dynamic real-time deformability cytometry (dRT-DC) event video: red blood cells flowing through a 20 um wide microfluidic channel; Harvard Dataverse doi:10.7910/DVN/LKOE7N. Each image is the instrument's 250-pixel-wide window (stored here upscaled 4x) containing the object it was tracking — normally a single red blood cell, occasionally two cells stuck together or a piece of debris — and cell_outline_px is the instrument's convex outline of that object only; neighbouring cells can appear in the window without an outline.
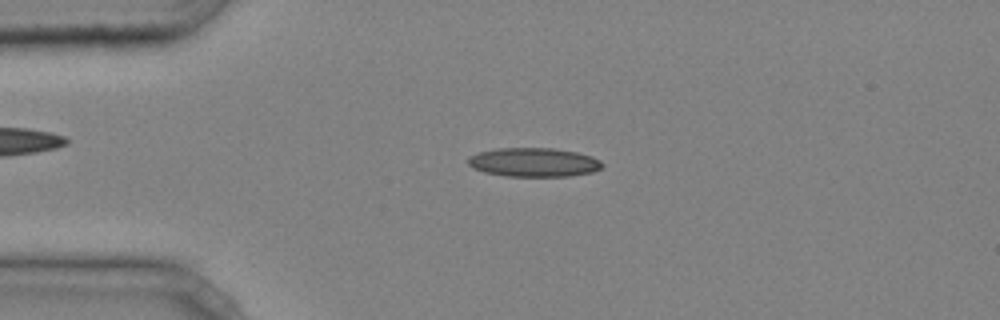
{"species": "common noctule bat (a hibernating species)", "species_latin": "Nyctalus noctula", "temperature_condition": "cold", "stored_images_in_passage": 44, "camera_frame_rate_fps": 3000, "um_per_image_px": 0.085, "animal": {"sex": "male", "body_mass_g": 20.4}, "frame": {"image": 1, "passage_image": 10, "time_ms": 3.0, "image_size_px": [1000, 320], "cell_outline_px": [[604, 164], [600, 168], [592, 172], [572, 176], [504, 176], [484, 172], [472, 168], [468, 164], [468, 156], [480, 152], [496, 148], [552, 148], [576, 152], [592, 156], [600, 160]], "centroid_in_image_um": [45.36, 13.79], "position_along_channel_um": 39.6, "area_um2": 22.72}}
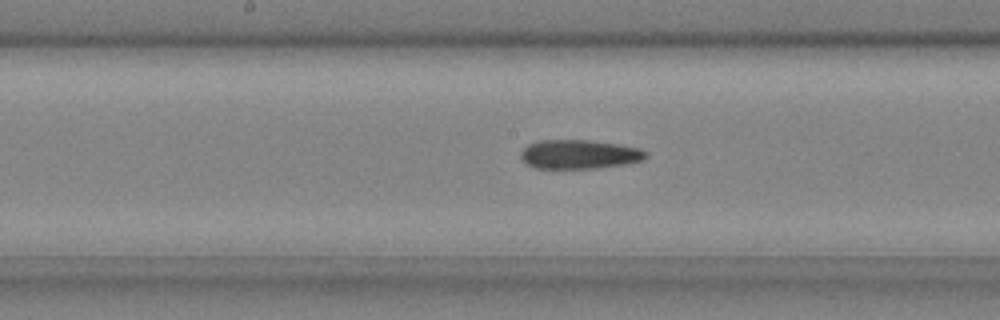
{"frame": {"image": 2, "passage_image": 23, "time_ms": 7.333, "image_size_px": [1000, 320], "cell_outline_px": [[648, 156], [644, 160], [628, 164], [600, 168], [536, 168], [528, 164], [520, 156], [520, 152], [528, 144], [540, 140], [588, 140], [616, 144], [640, 148], [648, 152]], "centroid_in_image_um": [49.29, 13.12], "position_along_channel_um": 198.9, "area_um2": 21.27}}
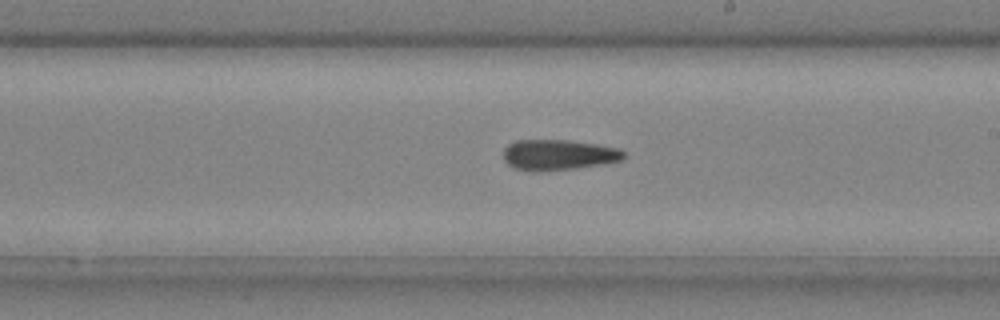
{"frame": {"image": 3, "passage_image": 26, "time_ms": 8.333, "image_size_px": [1000, 320], "cell_outline_px": [[628, 156], [624, 160], [604, 164], [576, 168], [512, 168], [504, 160], [504, 148], [508, 144], [516, 140], [568, 140], [596, 144], [620, 148]], "centroid_in_image_um": [47.56, 13.11], "position_along_channel_um": 241.4, "area_um2": 20.87}, "authors_computed_cell_mechanics": {"area_um2": 21.5016, "velocity_mm_per_s": 4.271, "shape_relaxation_time_tau1_ms": null, "shape_relaxation_time_tau2_ms": 9.1472, "deformation_change_tau1": null, "deformation_change_tau2": 0.2132}}